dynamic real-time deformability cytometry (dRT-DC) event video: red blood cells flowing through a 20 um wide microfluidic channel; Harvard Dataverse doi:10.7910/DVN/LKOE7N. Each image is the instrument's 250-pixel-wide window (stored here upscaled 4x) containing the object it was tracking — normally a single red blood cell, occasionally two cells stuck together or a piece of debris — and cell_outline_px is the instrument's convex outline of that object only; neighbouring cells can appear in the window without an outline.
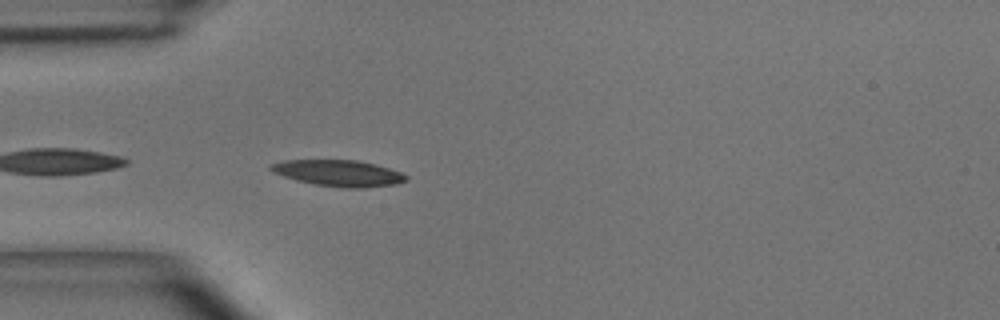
{"species": "common noctule bat (a hibernating species)", "species_latin": "Nyctalus noctula", "temperature_condition": "room temperature", "stored_images_in_passage": 5, "camera_frame_rate_fps": 3000, "um_per_image_px": 0.085, "animal": {"sex": "male", "body_mass_g": 15.6}, "frame": {"image": 1, "passage_image": 2, "time_ms": 0.333, "image_size_px": [1000, 320], "cell_outline_px": [[408, 180], [396, 184], [364, 188], [344, 188], [316, 184], [296, 180], [284, 176], [268, 168], [268, 164], [284, 160], [356, 160], [376, 164], [400, 172], [408, 176]], "centroid_in_image_um": [28.8, 14.71], "position_along_channel_um": 56.2, "area_um2": 20.63}}